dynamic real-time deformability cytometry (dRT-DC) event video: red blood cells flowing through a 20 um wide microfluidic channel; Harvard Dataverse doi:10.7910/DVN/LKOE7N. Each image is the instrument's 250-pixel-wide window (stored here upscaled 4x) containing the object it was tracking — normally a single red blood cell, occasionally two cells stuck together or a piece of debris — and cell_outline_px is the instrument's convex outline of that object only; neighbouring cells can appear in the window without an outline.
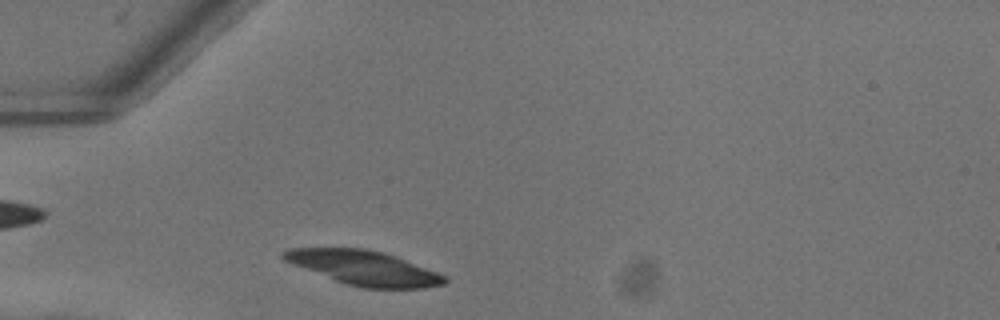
{"species": "common noctule bat (a hibernating species)", "species_latin": "Nyctalus noctula", "temperature_condition": "warm", "stored_images_in_passage": 33, "camera_frame_rate_fps": 3000, "um_per_image_px": 0.085, "animal": {"sex": "female"}, "frame": {"image": 1, "passage_image": 1, "time_ms": 0.0, "image_size_px": [1000, 320], "cell_outline_px": [[448, 280], [444, 284], [424, 288], [360, 288], [344, 284], [292, 264], [284, 260], [280, 256], [280, 252], [288, 248], [364, 248], [384, 252], [396, 256], [448, 276]], "centroid_in_image_um": [30.93, 22.77], "position_along_channel_um": 54.1, "area_um2": 32.54}}
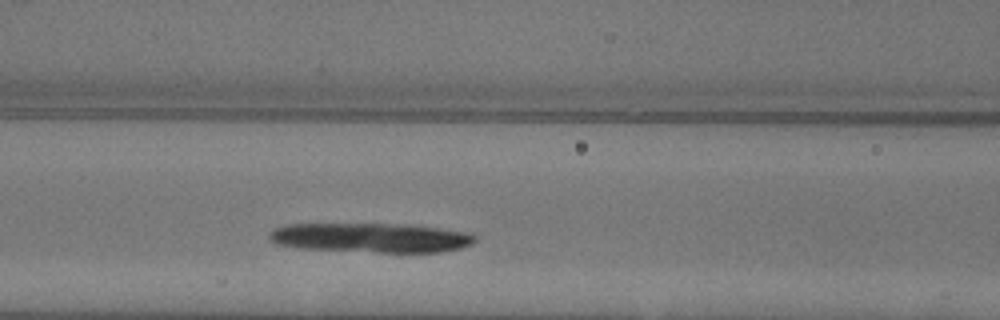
{"frame": {"image": 2, "passage_image": 8, "time_ms": 2.333, "image_size_px": [1000, 320], "cell_outline_px": [[476, 240], [472, 244], [460, 248], [440, 252], [380, 252], [300, 248], [276, 244], [268, 240], [268, 232], [272, 228], [288, 224], [404, 224], [472, 232], [476, 236]], "centroid_in_image_um": [31.51, 20.2], "position_along_channel_um": 135.1, "area_um2": 35.55}}